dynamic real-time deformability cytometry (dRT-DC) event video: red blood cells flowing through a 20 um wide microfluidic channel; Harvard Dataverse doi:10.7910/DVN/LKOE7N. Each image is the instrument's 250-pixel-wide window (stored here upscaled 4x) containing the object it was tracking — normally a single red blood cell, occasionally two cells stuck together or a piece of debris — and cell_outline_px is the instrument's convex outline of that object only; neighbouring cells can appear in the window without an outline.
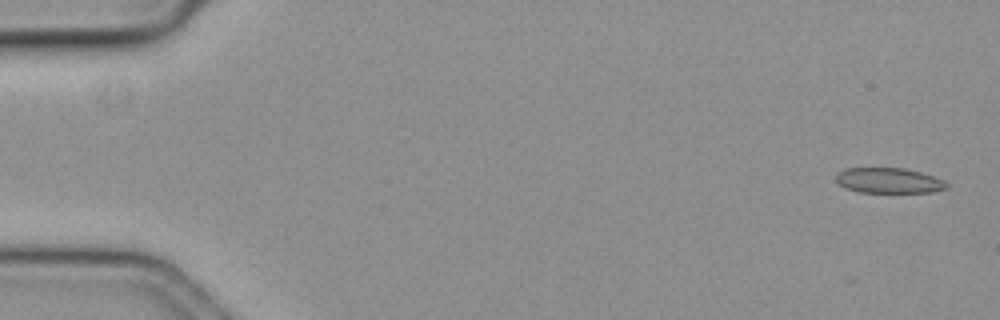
{"species": "common noctule bat (a hibernating species)", "species_latin": "Nyctalus noctula", "temperature_condition": "cold", "stored_images_in_passage": 10, "camera_frame_rate_fps": 3000, "um_per_image_px": 0.085, "animal": {"sex": "female", "body_mass_g": 19.3, "forearm_length_mm": 54.1}, "frame": {"image": 1, "passage_image": 2, "time_ms": 0.333, "image_size_px": [1000, 320], "cell_outline_px": [[948, 188], [932, 192], [860, 192], [848, 188], [840, 184], [836, 180], [836, 172], [848, 168], [904, 168], [920, 172], [944, 180], [948, 184]], "centroid_in_image_um": [75.56, 15.34], "position_along_channel_um": 9.4, "area_um2": 16.18}}